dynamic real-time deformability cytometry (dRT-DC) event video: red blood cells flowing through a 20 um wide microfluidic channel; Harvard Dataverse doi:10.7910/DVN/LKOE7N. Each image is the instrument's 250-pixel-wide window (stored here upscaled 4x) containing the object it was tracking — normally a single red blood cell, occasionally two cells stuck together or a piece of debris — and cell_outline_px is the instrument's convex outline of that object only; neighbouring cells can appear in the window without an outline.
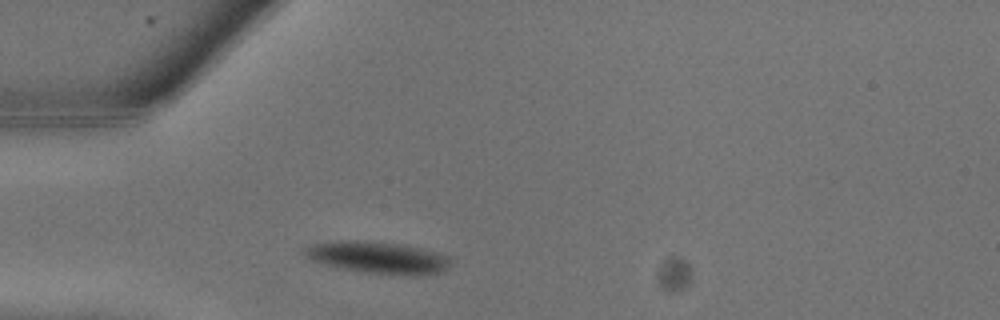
{"species": "common noctule bat (a hibernating species)", "species_latin": "Nyctalus noctula", "temperature_condition": "warm", "stored_images_in_passage": 4, "camera_frame_rate_fps": 3000, "um_per_image_px": 0.085, "animal": {"sex": "male", "body_mass_g": 13.3}, "frame": {"image": 1, "passage_image": 2, "time_ms": 0.333, "image_size_px": [1000, 320], "cell_outline_px": [[452, 260], [448, 268], [440, 272], [416, 276], [368, 272], [320, 264], [304, 256], [304, 248], [312, 244], [328, 240], [380, 240], [400, 244], [436, 252], [448, 256]], "centroid_in_image_um": [32.09, 21.86], "position_along_channel_um": 52.9, "area_um2": 27.46}}